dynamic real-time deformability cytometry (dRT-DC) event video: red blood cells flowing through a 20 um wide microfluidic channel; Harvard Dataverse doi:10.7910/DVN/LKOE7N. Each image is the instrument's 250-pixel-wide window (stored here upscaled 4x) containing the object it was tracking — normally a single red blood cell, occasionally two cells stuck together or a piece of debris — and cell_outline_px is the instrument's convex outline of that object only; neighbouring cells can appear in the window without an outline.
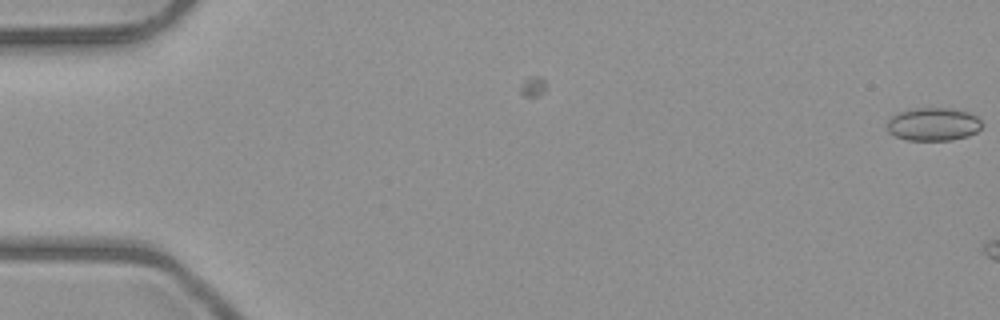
{"species": "common noctule bat (a hibernating species)", "species_latin": "Nyctalus noctula", "temperature_condition": "room temperature", "stored_images_in_passage": 2, "camera_frame_rate_fps": 3000, "um_per_image_px": 0.085, "animal": {"sex": "male", "body_mass_g": 23.1, "forearm_length_mm": 52.7}, "frame": {"image": 1, "passage_image": 2, "time_ms": 1.0, "image_size_px": [1000, 320], "cell_outline_px": [[980, 128], [976, 132], [968, 136], [952, 140], [908, 140], [896, 136], [888, 132], [888, 120], [892, 116], [900, 112], [916, 108], [948, 108], [968, 112], [976, 116], [980, 120]], "centroid_in_image_um": [79.33, 10.56], "position_along_channel_um": 5.7, "area_um2": 18.09}}